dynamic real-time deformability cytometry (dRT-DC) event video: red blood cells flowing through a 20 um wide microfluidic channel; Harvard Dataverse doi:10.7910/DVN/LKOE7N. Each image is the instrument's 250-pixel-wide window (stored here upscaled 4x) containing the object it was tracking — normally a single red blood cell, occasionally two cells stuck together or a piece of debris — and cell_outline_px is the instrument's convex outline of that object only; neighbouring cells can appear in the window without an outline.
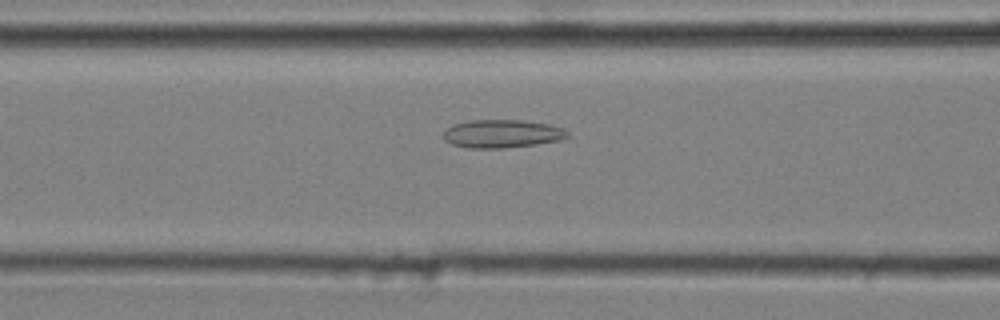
{"species": "common noctule bat (a hibernating species)", "species_latin": "Nyctalus noctula", "temperature_condition": "cold", "stored_images_in_passage": 48, "camera_frame_rate_fps": 3000, "um_per_image_px": 0.085, "animal": {"sex": "male", "body_mass_g": 20.4}, "frame": {"image": 1, "passage_image": 22, "time_ms": 7.0, "image_size_px": [1000, 320], "cell_outline_px": [[568, 136], [560, 140], [536, 144], [504, 148], [468, 148], [452, 144], [444, 140], [444, 132], [452, 124], [468, 120], [520, 120], [548, 124], [564, 128], [568, 132]], "centroid_in_image_um": [42.66, 11.36], "position_along_channel_um": 123.9, "area_um2": 20.35}}
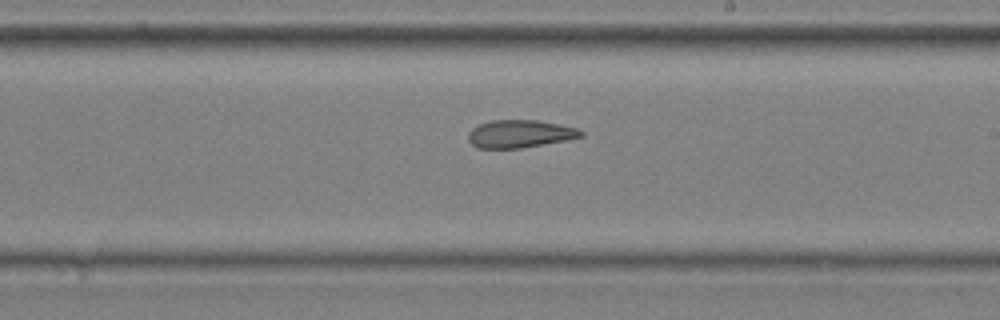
{"frame": {"image": 2, "passage_image": 32, "time_ms": 10.333, "image_size_px": [1000, 320], "cell_outline_px": [[584, 136], [568, 140], [520, 148], [476, 148], [468, 140], [468, 132], [472, 128], [480, 124], [492, 120], [536, 120], [576, 128], [584, 132]], "centroid_in_image_um": [44.17, 11.38], "position_along_channel_um": 244.8, "area_um2": 18.15}}
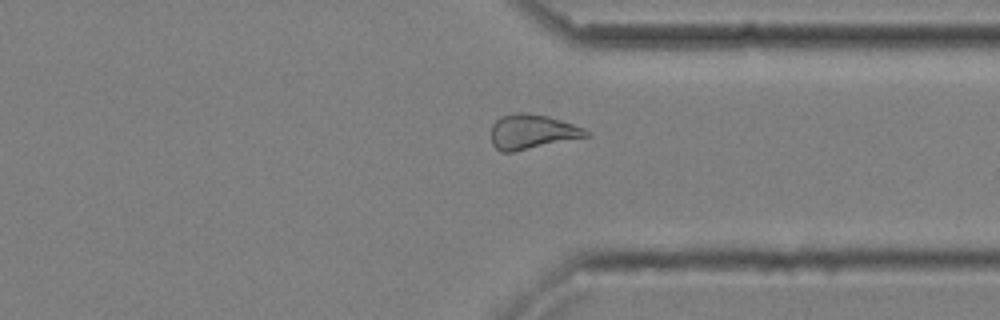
{"frame": {"image": 3, "passage_image": 42, "time_ms": 13.667, "image_size_px": [1000, 320], "cell_outline_px": [[592, 136], [512, 152], [500, 152], [492, 144], [492, 124], [500, 116], [516, 112], [524, 112], [548, 116], [584, 128], [592, 132]], "centroid_in_image_um": [45.25, 11.2], "position_along_channel_um": 366.1, "area_um2": 19.36}, "authors_computed_cell_mechanics": {"area_um2": 20.1433, "velocity_mm_per_s": 3.6328, "shape_relaxation_time_tau1_ms": null, "shape_relaxation_time_tau2_ms": 3.6023, "deformation_change_tau1": null, "deformation_change_tau2": 0.1167}}